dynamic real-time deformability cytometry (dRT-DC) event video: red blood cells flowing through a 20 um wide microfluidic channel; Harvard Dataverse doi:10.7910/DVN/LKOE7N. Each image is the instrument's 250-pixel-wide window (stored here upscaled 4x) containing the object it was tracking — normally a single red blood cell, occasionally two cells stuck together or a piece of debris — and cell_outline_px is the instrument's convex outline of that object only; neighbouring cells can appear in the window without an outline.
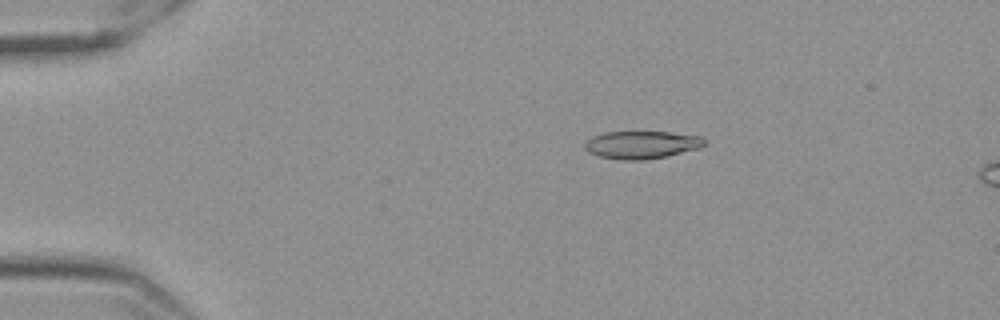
{"species": "Egyptian fruit bat (a non-hibernating species)", "species_latin": "Rousettus aegyptiacus", "temperature_condition": "cold", "stored_images_in_passage": 8, "camera_frame_rate_fps": 3000, "um_per_image_px": 0.085, "frame": {"image": 1, "passage_image": 2, "time_ms": 0.333, "image_size_px": [1000, 320], "cell_outline_px": [[704, 144], [700, 148], [668, 156], [644, 160], [624, 160], [600, 156], [588, 152], [584, 148], [584, 144], [592, 136], [604, 132], [668, 132], [700, 136], [704, 140]], "centroid_in_image_um": [54.52, 12.31], "position_along_channel_um": 30.5, "area_um2": 19.25}}